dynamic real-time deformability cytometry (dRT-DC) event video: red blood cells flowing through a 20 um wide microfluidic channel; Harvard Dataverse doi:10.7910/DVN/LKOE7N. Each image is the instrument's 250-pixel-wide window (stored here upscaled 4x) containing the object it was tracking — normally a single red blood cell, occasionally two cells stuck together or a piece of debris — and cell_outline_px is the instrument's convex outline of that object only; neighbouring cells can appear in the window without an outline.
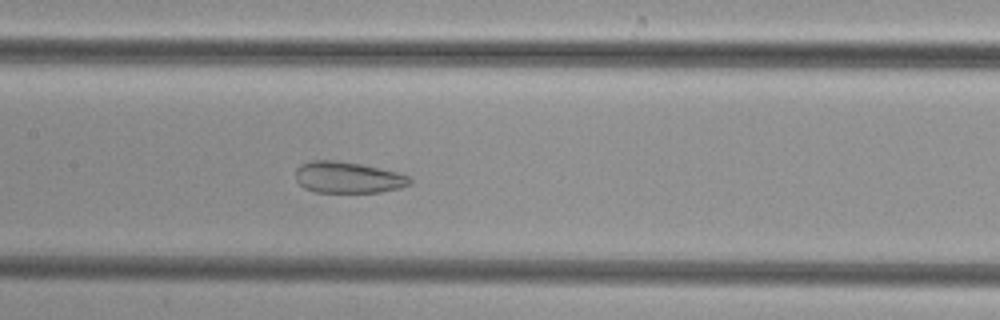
{"species": "common noctule bat (a hibernating species)", "species_latin": "Nyctalus noctula", "temperature_condition": "cold", "stored_images_in_passage": 47, "camera_frame_rate_fps": 3000, "um_per_image_px": 0.085, "animal": {"sex": "female", "body_mass_g": 29.2, "forearm_length_mm": 56.3}, "frame": {"image": 1, "passage_image": 21, "time_ms": 6.667, "image_size_px": [1000, 320], "cell_outline_px": [[412, 184], [400, 188], [380, 192], [316, 192], [304, 188], [296, 180], [296, 168], [300, 164], [312, 160], [336, 160], [360, 164], [400, 172], [408, 176], [412, 180]], "centroid_in_image_um": [29.59, 15.08], "position_along_channel_um": 177.8, "area_um2": 21.04}}
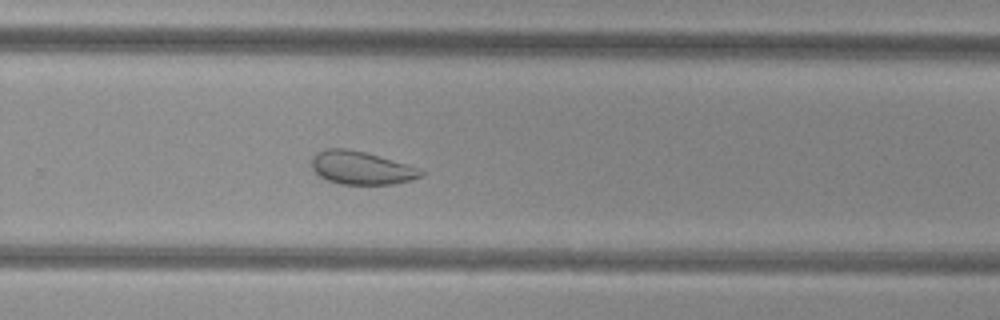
{"frame": {"image": 2, "passage_image": 30, "time_ms": 9.667, "image_size_px": [1000, 320], "cell_outline_px": [[424, 176], [412, 180], [392, 184], [340, 184], [328, 180], [320, 176], [312, 168], [312, 160], [316, 152], [324, 148], [348, 148], [364, 152], [420, 168], [424, 172]], "centroid_in_image_um": [30.72, 14.27], "position_along_channel_um": 299.1, "area_um2": 21.04}}
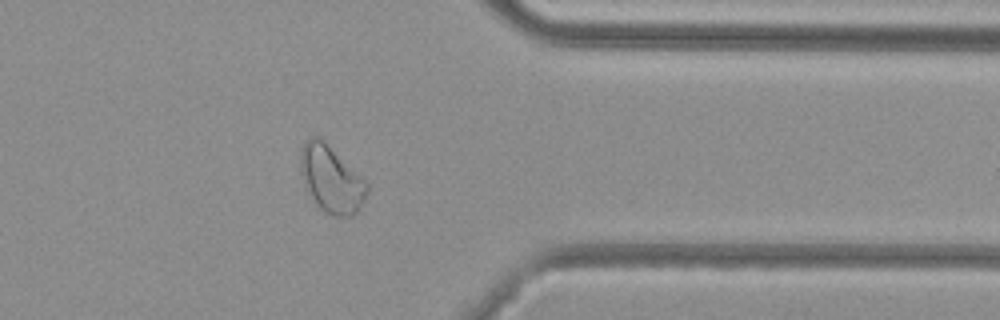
{"frame": {"image": 3, "passage_image": 37, "time_ms": 12.0, "image_size_px": [1000, 320], "cell_outline_px": [[368, 192], [364, 200], [356, 212], [352, 216], [332, 216], [324, 212], [316, 204], [308, 188], [300, 164], [300, 152], [304, 140], [312, 136], [316, 136], [324, 140], [368, 184]], "centroid_in_image_um": [28.16, 15.22], "position_along_channel_um": 383.2, "area_um2": 25.26}}